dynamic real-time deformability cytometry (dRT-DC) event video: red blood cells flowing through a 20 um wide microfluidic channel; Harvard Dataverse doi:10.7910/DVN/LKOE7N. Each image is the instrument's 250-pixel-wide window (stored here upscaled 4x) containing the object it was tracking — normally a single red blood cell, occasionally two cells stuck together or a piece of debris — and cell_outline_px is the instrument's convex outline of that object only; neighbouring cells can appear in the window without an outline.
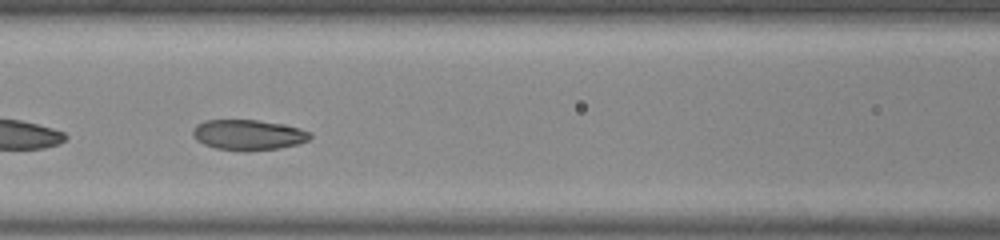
{"species": "common noctule bat (a hibernating species)", "species_latin": "Nyctalus noctula", "temperature_condition": "room temperature", "stored_images_in_passage": 46, "camera_frame_rate_fps": 3000, "um_per_image_px": 0.085, "animal": {"sex": "male", "body_mass_g": 20.0, "forearm_length_mm": 53.3}, "frame": {"image": 1, "passage_image": 18, "time_ms": 5.667, "image_size_px": [1000, 240], "cell_outline_px": [[312, 136], [308, 140], [296, 144], [280, 148], [244, 152], [216, 148], [204, 144], [196, 140], [192, 136], [192, 128], [196, 124], [204, 120], [256, 120], [284, 124], [300, 128], [312, 132]], "centroid_in_image_um": [21.09, 11.46], "position_along_channel_um": 145.5, "area_um2": 21.1}}
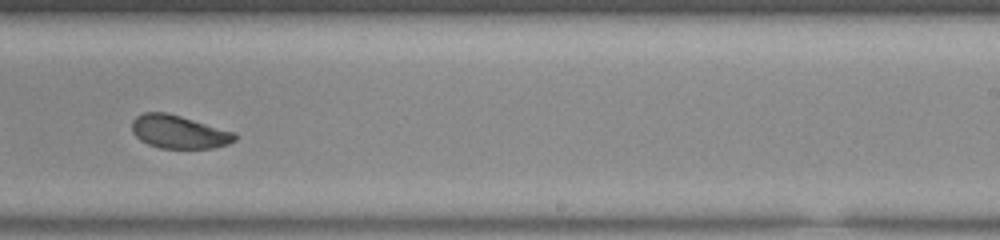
{"frame": {"image": 2, "passage_image": 28, "time_ms": 9.0, "image_size_px": [1000, 240], "cell_outline_px": [[236, 140], [228, 144], [212, 148], [160, 148], [148, 144], [140, 140], [132, 132], [132, 120], [136, 116], [144, 112], [168, 112], [236, 132]], "centroid_in_image_um": [15.2, 11.2], "position_along_channel_um": 273.8, "area_um2": 20.06}}
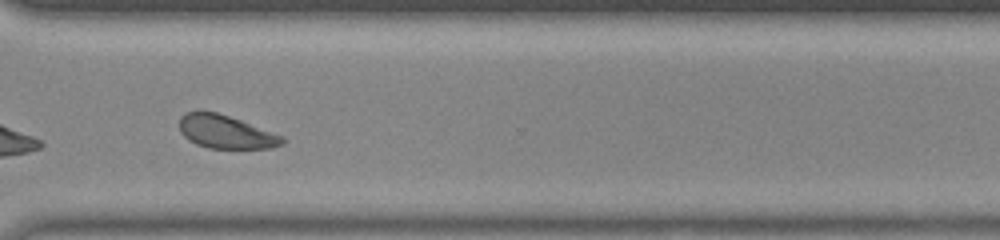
{"frame": {"image": 3, "passage_image": 34, "time_ms": 11.0, "image_size_px": [1000, 240], "cell_outline_px": [[284, 144], [272, 148], [208, 148], [196, 144], [188, 140], [180, 132], [180, 116], [184, 112], [216, 112], [240, 120], [284, 136]], "centroid_in_image_um": [19.19, 11.22], "position_along_channel_um": 351.4, "area_um2": 19.83}, "authors_computed_cell_mechanics": {"area_um2": 20.0855, "velocity_mm_per_s": 3.8663, "shape_relaxation_time_tau1_ms": 5.1381, "shape_relaxation_time_tau2_ms": 2.5759, "deformation_change_tau1": 0.1613, "deformation_change_tau2": 0.0686}}